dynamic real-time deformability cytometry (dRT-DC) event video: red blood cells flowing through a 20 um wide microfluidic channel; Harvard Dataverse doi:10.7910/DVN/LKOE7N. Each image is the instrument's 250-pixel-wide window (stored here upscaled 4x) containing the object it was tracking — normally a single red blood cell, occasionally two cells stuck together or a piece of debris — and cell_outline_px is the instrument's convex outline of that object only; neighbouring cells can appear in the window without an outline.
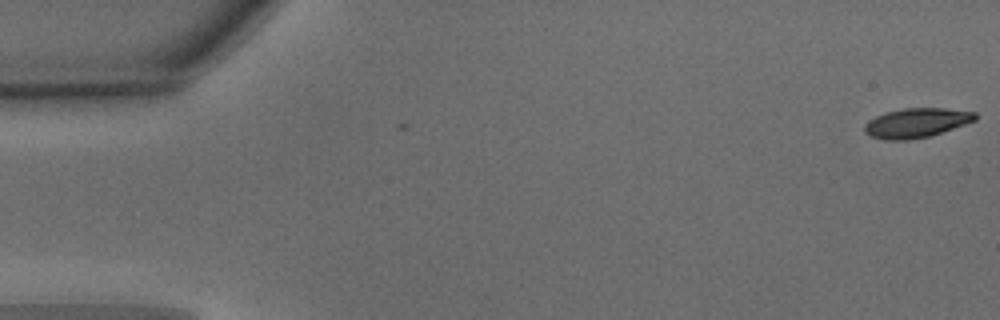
{"species": "common noctule bat (a hibernating species)", "species_latin": "Nyctalus noctula", "temperature_condition": "warm", "stored_images_in_passage": 3, "camera_frame_rate_fps": 3000, "um_per_image_px": 0.085, "animal": {"sex": "male", "body_mass_g": 15.6}, "frame": {"image": 1, "passage_image": 1, "time_ms": 0.0, "image_size_px": [1000, 320], "cell_outline_px": [[976, 120], [928, 136], [908, 140], [884, 140], [872, 136], [864, 132], [864, 124], [868, 120], [884, 112], [904, 108], [944, 108], [976, 112]], "centroid_in_image_um": [77.85, 10.43], "position_along_channel_um": 7.2, "area_um2": 18.84}}